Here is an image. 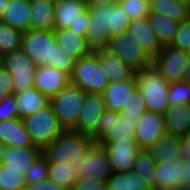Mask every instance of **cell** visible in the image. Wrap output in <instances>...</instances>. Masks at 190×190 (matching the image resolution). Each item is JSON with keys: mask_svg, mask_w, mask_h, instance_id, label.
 Masks as SVG:
<instances>
[{"mask_svg": "<svg viewBox=\"0 0 190 190\" xmlns=\"http://www.w3.org/2000/svg\"><path fill=\"white\" fill-rule=\"evenodd\" d=\"M71 83V75L49 66L36 68L34 87L50 100Z\"/></svg>", "mask_w": 190, "mask_h": 190, "instance_id": "14", "label": "cell"}, {"mask_svg": "<svg viewBox=\"0 0 190 190\" xmlns=\"http://www.w3.org/2000/svg\"><path fill=\"white\" fill-rule=\"evenodd\" d=\"M136 89V77L125 81L110 82L102 93L106 104V109L121 113L122 109L127 107L131 95Z\"/></svg>", "mask_w": 190, "mask_h": 190, "instance_id": "18", "label": "cell"}, {"mask_svg": "<svg viewBox=\"0 0 190 190\" xmlns=\"http://www.w3.org/2000/svg\"><path fill=\"white\" fill-rule=\"evenodd\" d=\"M59 1H77V2H88V0H59Z\"/></svg>", "mask_w": 190, "mask_h": 190, "instance_id": "56", "label": "cell"}, {"mask_svg": "<svg viewBox=\"0 0 190 190\" xmlns=\"http://www.w3.org/2000/svg\"><path fill=\"white\" fill-rule=\"evenodd\" d=\"M23 120L34 146L42 150L64 131L51 104Z\"/></svg>", "mask_w": 190, "mask_h": 190, "instance_id": "4", "label": "cell"}, {"mask_svg": "<svg viewBox=\"0 0 190 190\" xmlns=\"http://www.w3.org/2000/svg\"><path fill=\"white\" fill-rule=\"evenodd\" d=\"M26 187L22 172L8 170V167L0 165V190H25Z\"/></svg>", "mask_w": 190, "mask_h": 190, "instance_id": "37", "label": "cell"}, {"mask_svg": "<svg viewBox=\"0 0 190 190\" xmlns=\"http://www.w3.org/2000/svg\"><path fill=\"white\" fill-rule=\"evenodd\" d=\"M112 172L128 173L133 171L140 148L137 143H109L104 146Z\"/></svg>", "mask_w": 190, "mask_h": 190, "instance_id": "17", "label": "cell"}, {"mask_svg": "<svg viewBox=\"0 0 190 190\" xmlns=\"http://www.w3.org/2000/svg\"><path fill=\"white\" fill-rule=\"evenodd\" d=\"M14 94L16 96V107L19 118L21 119L42 111L51 103V100L35 87H30Z\"/></svg>", "mask_w": 190, "mask_h": 190, "instance_id": "24", "label": "cell"}, {"mask_svg": "<svg viewBox=\"0 0 190 190\" xmlns=\"http://www.w3.org/2000/svg\"><path fill=\"white\" fill-rule=\"evenodd\" d=\"M147 150L156 163L180 161L181 137L166 132Z\"/></svg>", "mask_w": 190, "mask_h": 190, "instance_id": "25", "label": "cell"}, {"mask_svg": "<svg viewBox=\"0 0 190 190\" xmlns=\"http://www.w3.org/2000/svg\"><path fill=\"white\" fill-rule=\"evenodd\" d=\"M0 142L7 147H35L24 120L19 117L0 121Z\"/></svg>", "mask_w": 190, "mask_h": 190, "instance_id": "22", "label": "cell"}, {"mask_svg": "<svg viewBox=\"0 0 190 190\" xmlns=\"http://www.w3.org/2000/svg\"><path fill=\"white\" fill-rule=\"evenodd\" d=\"M26 190H69L49 179L37 184L27 185Z\"/></svg>", "mask_w": 190, "mask_h": 190, "instance_id": "48", "label": "cell"}, {"mask_svg": "<svg viewBox=\"0 0 190 190\" xmlns=\"http://www.w3.org/2000/svg\"><path fill=\"white\" fill-rule=\"evenodd\" d=\"M89 8L88 2L59 1L55 4V28L67 29L71 27Z\"/></svg>", "mask_w": 190, "mask_h": 190, "instance_id": "26", "label": "cell"}, {"mask_svg": "<svg viewBox=\"0 0 190 190\" xmlns=\"http://www.w3.org/2000/svg\"><path fill=\"white\" fill-rule=\"evenodd\" d=\"M183 165L186 169V190H190V159L183 160Z\"/></svg>", "mask_w": 190, "mask_h": 190, "instance_id": "51", "label": "cell"}, {"mask_svg": "<svg viewBox=\"0 0 190 190\" xmlns=\"http://www.w3.org/2000/svg\"><path fill=\"white\" fill-rule=\"evenodd\" d=\"M71 83L85 93L102 94L109 85V80L98 62V52H92L77 60L71 74Z\"/></svg>", "mask_w": 190, "mask_h": 190, "instance_id": "5", "label": "cell"}, {"mask_svg": "<svg viewBox=\"0 0 190 190\" xmlns=\"http://www.w3.org/2000/svg\"><path fill=\"white\" fill-rule=\"evenodd\" d=\"M145 100L138 88L131 95L127 107L123 108L120 115L123 118L139 120L146 112Z\"/></svg>", "mask_w": 190, "mask_h": 190, "instance_id": "41", "label": "cell"}, {"mask_svg": "<svg viewBox=\"0 0 190 190\" xmlns=\"http://www.w3.org/2000/svg\"><path fill=\"white\" fill-rule=\"evenodd\" d=\"M105 111L106 104L102 94L86 93L82 111L73 131L92 137Z\"/></svg>", "mask_w": 190, "mask_h": 190, "instance_id": "13", "label": "cell"}, {"mask_svg": "<svg viewBox=\"0 0 190 190\" xmlns=\"http://www.w3.org/2000/svg\"><path fill=\"white\" fill-rule=\"evenodd\" d=\"M85 39L91 52L109 47L112 37L108 27V5L89 6V27Z\"/></svg>", "mask_w": 190, "mask_h": 190, "instance_id": "11", "label": "cell"}, {"mask_svg": "<svg viewBox=\"0 0 190 190\" xmlns=\"http://www.w3.org/2000/svg\"><path fill=\"white\" fill-rule=\"evenodd\" d=\"M77 59L69 55L65 49L61 48L57 43L53 46L52 62H48L46 66L56 68L60 71L67 72L70 75L76 65Z\"/></svg>", "mask_w": 190, "mask_h": 190, "instance_id": "38", "label": "cell"}, {"mask_svg": "<svg viewBox=\"0 0 190 190\" xmlns=\"http://www.w3.org/2000/svg\"><path fill=\"white\" fill-rule=\"evenodd\" d=\"M85 92L70 83L57 96L51 99V105L64 130H73L78 122L84 105Z\"/></svg>", "mask_w": 190, "mask_h": 190, "instance_id": "6", "label": "cell"}, {"mask_svg": "<svg viewBox=\"0 0 190 190\" xmlns=\"http://www.w3.org/2000/svg\"><path fill=\"white\" fill-rule=\"evenodd\" d=\"M106 187L111 190H150L143 179L134 171L113 172L106 182Z\"/></svg>", "mask_w": 190, "mask_h": 190, "instance_id": "33", "label": "cell"}, {"mask_svg": "<svg viewBox=\"0 0 190 190\" xmlns=\"http://www.w3.org/2000/svg\"><path fill=\"white\" fill-rule=\"evenodd\" d=\"M170 46L186 52L190 50V18L180 22L175 39Z\"/></svg>", "mask_w": 190, "mask_h": 190, "instance_id": "43", "label": "cell"}, {"mask_svg": "<svg viewBox=\"0 0 190 190\" xmlns=\"http://www.w3.org/2000/svg\"><path fill=\"white\" fill-rule=\"evenodd\" d=\"M97 52L100 68L104 71L109 82L125 81L135 77L136 71L108 48Z\"/></svg>", "mask_w": 190, "mask_h": 190, "instance_id": "20", "label": "cell"}, {"mask_svg": "<svg viewBox=\"0 0 190 190\" xmlns=\"http://www.w3.org/2000/svg\"><path fill=\"white\" fill-rule=\"evenodd\" d=\"M89 27V8L81 15L79 19L69 27V29L76 35L84 37L86 36L87 29Z\"/></svg>", "mask_w": 190, "mask_h": 190, "instance_id": "47", "label": "cell"}, {"mask_svg": "<svg viewBox=\"0 0 190 190\" xmlns=\"http://www.w3.org/2000/svg\"><path fill=\"white\" fill-rule=\"evenodd\" d=\"M166 133L164 116L146 111L137 121L136 141L140 149H148Z\"/></svg>", "mask_w": 190, "mask_h": 190, "instance_id": "15", "label": "cell"}, {"mask_svg": "<svg viewBox=\"0 0 190 190\" xmlns=\"http://www.w3.org/2000/svg\"><path fill=\"white\" fill-rule=\"evenodd\" d=\"M48 179L71 190L78 177L72 170L71 163H49Z\"/></svg>", "mask_w": 190, "mask_h": 190, "instance_id": "36", "label": "cell"}, {"mask_svg": "<svg viewBox=\"0 0 190 190\" xmlns=\"http://www.w3.org/2000/svg\"><path fill=\"white\" fill-rule=\"evenodd\" d=\"M13 81L11 74L3 67H0V101L7 95L13 94Z\"/></svg>", "mask_w": 190, "mask_h": 190, "instance_id": "46", "label": "cell"}, {"mask_svg": "<svg viewBox=\"0 0 190 190\" xmlns=\"http://www.w3.org/2000/svg\"><path fill=\"white\" fill-rule=\"evenodd\" d=\"M119 0H88V5H110V4H118Z\"/></svg>", "mask_w": 190, "mask_h": 190, "instance_id": "50", "label": "cell"}, {"mask_svg": "<svg viewBox=\"0 0 190 190\" xmlns=\"http://www.w3.org/2000/svg\"><path fill=\"white\" fill-rule=\"evenodd\" d=\"M0 20L23 33L31 30V0H9Z\"/></svg>", "mask_w": 190, "mask_h": 190, "instance_id": "23", "label": "cell"}, {"mask_svg": "<svg viewBox=\"0 0 190 190\" xmlns=\"http://www.w3.org/2000/svg\"><path fill=\"white\" fill-rule=\"evenodd\" d=\"M131 19L119 4L108 5V27L111 37L128 31Z\"/></svg>", "mask_w": 190, "mask_h": 190, "instance_id": "35", "label": "cell"}, {"mask_svg": "<svg viewBox=\"0 0 190 190\" xmlns=\"http://www.w3.org/2000/svg\"><path fill=\"white\" fill-rule=\"evenodd\" d=\"M71 167L78 178H94L103 182H107L113 173L107 152L99 143H93L82 158L71 163Z\"/></svg>", "mask_w": 190, "mask_h": 190, "instance_id": "7", "label": "cell"}, {"mask_svg": "<svg viewBox=\"0 0 190 190\" xmlns=\"http://www.w3.org/2000/svg\"><path fill=\"white\" fill-rule=\"evenodd\" d=\"M108 49L136 72L153 64V59L146 53L143 47L136 44L133 35L128 31L113 37Z\"/></svg>", "mask_w": 190, "mask_h": 190, "instance_id": "9", "label": "cell"}, {"mask_svg": "<svg viewBox=\"0 0 190 190\" xmlns=\"http://www.w3.org/2000/svg\"><path fill=\"white\" fill-rule=\"evenodd\" d=\"M41 155L42 149L37 147L9 146L1 165L8 167V170L22 172L25 176Z\"/></svg>", "mask_w": 190, "mask_h": 190, "instance_id": "19", "label": "cell"}, {"mask_svg": "<svg viewBox=\"0 0 190 190\" xmlns=\"http://www.w3.org/2000/svg\"><path fill=\"white\" fill-rule=\"evenodd\" d=\"M137 121L123 118L120 113L106 109L91 139L103 147L109 143H137Z\"/></svg>", "mask_w": 190, "mask_h": 190, "instance_id": "3", "label": "cell"}, {"mask_svg": "<svg viewBox=\"0 0 190 190\" xmlns=\"http://www.w3.org/2000/svg\"><path fill=\"white\" fill-rule=\"evenodd\" d=\"M23 32L0 20V54L6 55L22 49Z\"/></svg>", "mask_w": 190, "mask_h": 190, "instance_id": "34", "label": "cell"}, {"mask_svg": "<svg viewBox=\"0 0 190 190\" xmlns=\"http://www.w3.org/2000/svg\"><path fill=\"white\" fill-rule=\"evenodd\" d=\"M43 1H45V2H48V3H50V4H56L57 2H59V0H43Z\"/></svg>", "mask_w": 190, "mask_h": 190, "instance_id": "55", "label": "cell"}, {"mask_svg": "<svg viewBox=\"0 0 190 190\" xmlns=\"http://www.w3.org/2000/svg\"><path fill=\"white\" fill-rule=\"evenodd\" d=\"M184 74H185L184 81H186V82H188L190 84V58H189L187 66H186Z\"/></svg>", "mask_w": 190, "mask_h": 190, "instance_id": "53", "label": "cell"}, {"mask_svg": "<svg viewBox=\"0 0 190 190\" xmlns=\"http://www.w3.org/2000/svg\"><path fill=\"white\" fill-rule=\"evenodd\" d=\"M137 88L141 92L146 110L164 115L170 108V84L154 64L136 72Z\"/></svg>", "mask_w": 190, "mask_h": 190, "instance_id": "1", "label": "cell"}, {"mask_svg": "<svg viewBox=\"0 0 190 190\" xmlns=\"http://www.w3.org/2000/svg\"><path fill=\"white\" fill-rule=\"evenodd\" d=\"M169 103L170 108L190 104V84L186 81L170 84Z\"/></svg>", "mask_w": 190, "mask_h": 190, "instance_id": "39", "label": "cell"}, {"mask_svg": "<svg viewBox=\"0 0 190 190\" xmlns=\"http://www.w3.org/2000/svg\"><path fill=\"white\" fill-rule=\"evenodd\" d=\"M55 5L43 0H31V29L54 31Z\"/></svg>", "mask_w": 190, "mask_h": 190, "instance_id": "29", "label": "cell"}, {"mask_svg": "<svg viewBox=\"0 0 190 190\" xmlns=\"http://www.w3.org/2000/svg\"><path fill=\"white\" fill-rule=\"evenodd\" d=\"M2 66L12 76L14 93L34 87L37 66L22 49L3 55Z\"/></svg>", "mask_w": 190, "mask_h": 190, "instance_id": "10", "label": "cell"}, {"mask_svg": "<svg viewBox=\"0 0 190 190\" xmlns=\"http://www.w3.org/2000/svg\"><path fill=\"white\" fill-rule=\"evenodd\" d=\"M157 163L146 149L138 152L133 171L138 174L150 190H156L155 171Z\"/></svg>", "mask_w": 190, "mask_h": 190, "instance_id": "32", "label": "cell"}, {"mask_svg": "<svg viewBox=\"0 0 190 190\" xmlns=\"http://www.w3.org/2000/svg\"><path fill=\"white\" fill-rule=\"evenodd\" d=\"M9 4V0H0V19L4 15L5 9Z\"/></svg>", "mask_w": 190, "mask_h": 190, "instance_id": "52", "label": "cell"}, {"mask_svg": "<svg viewBox=\"0 0 190 190\" xmlns=\"http://www.w3.org/2000/svg\"><path fill=\"white\" fill-rule=\"evenodd\" d=\"M150 14L182 22L190 18V3L181 0H150Z\"/></svg>", "mask_w": 190, "mask_h": 190, "instance_id": "28", "label": "cell"}, {"mask_svg": "<svg viewBox=\"0 0 190 190\" xmlns=\"http://www.w3.org/2000/svg\"><path fill=\"white\" fill-rule=\"evenodd\" d=\"M54 31L29 30L23 33L22 50L39 67L52 62Z\"/></svg>", "mask_w": 190, "mask_h": 190, "instance_id": "8", "label": "cell"}, {"mask_svg": "<svg viewBox=\"0 0 190 190\" xmlns=\"http://www.w3.org/2000/svg\"><path fill=\"white\" fill-rule=\"evenodd\" d=\"M128 32L133 35L136 44L143 47L152 59H154L163 48L155 32L151 29L148 17L131 20Z\"/></svg>", "mask_w": 190, "mask_h": 190, "instance_id": "21", "label": "cell"}, {"mask_svg": "<svg viewBox=\"0 0 190 190\" xmlns=\"http://www.w3.org/2000/svg\"><path fill=\"white\" fill-rule=\"evenodd\" d=\"M106 182L94 178L81 177L75 182L71 190H104Z\"/></svg>", "mask_w": 190, "mask_h": 190, "instance_id": "45", "label": "cell"}, {"mask_svg": "<svg viewBox=\"0 0 190 190\" xmlns=\"http://www.w3.org/2000/svg\"><path fill=\"white\" fill-rule=\"evenodd\" d=\"M48 169L49 162L43 155H41L34 166L25 175L26 184L32 185L47 180L49 177Z\"/></svg>", "mask_w": 190, "mask_h": 190, "instance_id": "42", "label": "cell"}, {"mask_svg": "<svg viewBox=\"0 0 190 190\" xmlns=\"http://www.w3.org/2000/svg\"><path fill=\"white\" fill-rule=\"evenodd\" d=\"M181 1H185V2H187V3H190V0H181Z\"/></svg>", "mask_w": 190, "mask_h": 190, "instance_id": "58", "label": "cell"}, {"mask_svg": "<svg viewBox=\"0 0 190 190\" xmlns=\"http://www.w3.org/2000/svg\"><path fill=\"white\" fill-rule=\"evenodd\" d=\"M148 21L162 46H169L174 41L179 22L165 16L150 14Z\"/></svg>", "mask_w": 190, "mask_h": 190, "instance_id": "31", "label": "cell"}, {"mask_svg": "<svg viewBox=\"0 0 190 190\" xmlns=\"http://www.w3.org/2000/svg\"><path fill=\"white\" fill-rule=\"evenodd\" d=\"M181 160L190 159V132L181 137Z\"/></svg>", "mask_w": 190, "mask_h": 190, "instance_id": "49", "label": "cell"}, {"mask_svg": "<svg viewBox=\"0 0 190 190\" xmlns=\"http://www.w3.org/2000/svg\"><path fill=\"white\" fill-rule=\"evenodd\" d=\"M163 116L167 133L183 137L190 132V104L169 108Z\"/></svg>", "mask_w": 190, "mask_h": 190, "instance_id": "30", "label": "cell"}, {"mask_svg": "<svg viewBox=\"0 0 190 190\" xmlns=\"http://www.w3.org/2000/svg\"><path fill=\"white\" fill-rule=\"evenodd\" d=\"M94 142L91 137L73 130H64L42 150L49 163H72L88 152Z\"/></svg>", "mask_w": 190, "mask_h": 190, "instance_id": "2", "label": "cell"}, {"mask_svg": "<svg viewBox=\"0 0 190 190\" xmlns=\"http://www.w3.org/2000/svg\"><path fill=\"white\" fill-rule=\"evenodd\" d=\"M18 117L19 113L16 107V96L14 93L7 95L0 101V121L11 120Z\"/></svg>", "mask_w": 190, "mask_h": 190, "instance_id": "44", "label": "cell"}, {"mask_svg": "<svg viewBox=\"0 0 190 190\" xmlns=\"http://www.w3.org/2000/svg\"><path fill=\"white\" fill-rule=\"evenodd\" d=\"M6 148H7V146H5L3 143L0 142V165L3 162L4 155H5V152H6Z\"/></svg>", "mask_w": 190, "mask_h": 190, "instance_id": "54", "label": "cell"}, {"mask_svg": "<svg viewBox=\"0 0 190 190\" xmlns=\"http://www.w3.org/2000/svg\"><path fill=\"white\" fill-rule=\"evenodd\" d=\"M2 66V55L0 54V67Z\"/></svg>", "mask_w": 190, "mask_h": 190, "instance_id": "57", "label": "cell"}, {"mask_svg": "<svg viewBox=\"0 0 190 190\" xmlns=\"http://www.w3.org/2000/svg\"><path fill=\"white\" fill-rule=\"evenodd\" d=\"M156 190H186V169L183 160L157 163Z\"/></svg>", "mask_w": 190, "mask_h": 190, "instance_id": "16", "label": "cell"}, {"mask_svg": "<svg viewBox=\"0 0 190 190\" xmlns=\"http://www.w3.org/2000/svg\"><path fill=\"white\" fill-rule=\"evenodd\" d=\"M131 20L145 18L150 15V0H119Z\"/></svg>", "mask_w": 190, "mask_h": 190, "instance_id": "40", "label": "cell"}, {"mask_svg": "<svg viewBox=\"0 0 190 190\" xmlns=\"http://www.w3.org/2000/svg\"><path fill=\"white\" fill-rule=\"evenodd\" d=\"M186 51L169 46H163L162 50L153 59V64L160 71L164 79L172 84L182 82L185 79V69L189 61Z\"/></svg>", "mask_w": 190, "mask_h": 190, "instance_id": "12", "label": "cell"}, {"mask_svg": "<svg viewBox=\"0 0 190 190\" xmlns=\"http://www.w3.org/2000/svg\"><path fill=\"white\" fill-rule=\"evenodd\" d=\"M54 35L56 43L77 60L92 53L88 48L86 39L76 35L69 28L54 29Z\"/></svg>", "mask_w": 190, "mask_h": 190, "instance_id": "27", "label": "cell"}]
</instances>
